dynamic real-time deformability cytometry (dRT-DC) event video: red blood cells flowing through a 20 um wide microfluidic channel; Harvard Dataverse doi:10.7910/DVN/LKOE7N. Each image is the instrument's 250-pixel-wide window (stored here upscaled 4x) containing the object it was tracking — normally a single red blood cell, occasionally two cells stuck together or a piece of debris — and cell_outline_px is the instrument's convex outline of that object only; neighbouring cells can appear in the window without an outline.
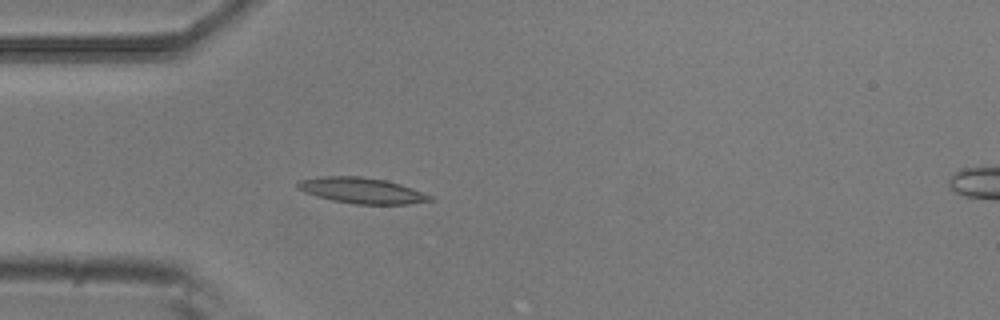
{"species": "common noctule bat (a hibernating species)", "species_latin": "Nyctalus noctula", "temperature_condition": "room temperature", "stored_images_in_passage": 4, "camera_frame_rate_fps": 3000, "um_per_image_px": 0.085, "animal": {"sex": "male", "body_mass_g": 20.5, "forearm_length_mm": 52.5}, "frame": {"image": 1, "passage_image": 4, "time_ms": 1.0, "image_size_px": [1000, 320], "cell_outline_px": [[436, 200], [408, 204], [356, 204], [332, 200], [316, 196], [304, 192], [296, 188], [296, 184], [300, 180], [320, 176], [360, 176], [384, 180], [400, 184], [412, 188], [432, 196]], "centroid_in_image_um": [30.74, 16.19], "position_along_channel_um": 54.3, "area_um2": 19.88}}